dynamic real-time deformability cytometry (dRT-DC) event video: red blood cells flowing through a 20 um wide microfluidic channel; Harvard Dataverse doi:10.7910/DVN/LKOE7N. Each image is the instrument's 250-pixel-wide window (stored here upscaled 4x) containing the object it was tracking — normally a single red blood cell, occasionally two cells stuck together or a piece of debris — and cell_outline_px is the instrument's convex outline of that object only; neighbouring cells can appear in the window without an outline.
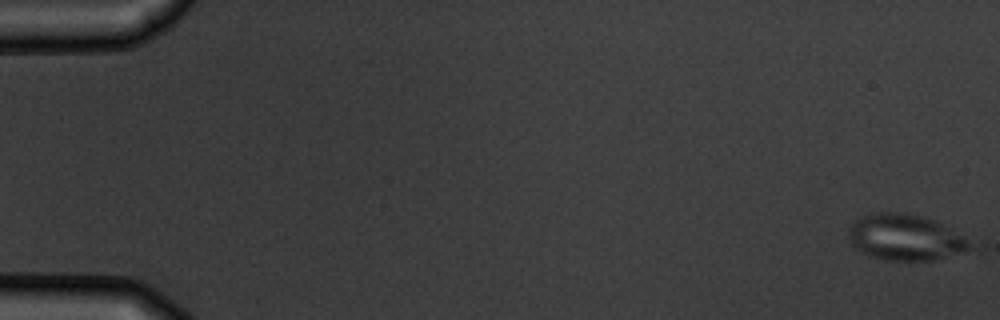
{"species": "common noctule bat (a hibernating species)", "species_latin": "Nyctalus noctula", "temperature_condition": "warm", "stored_images_in_passage": 5, "camera_frame_rate_fps": 3000, "um_per_image_px": 0.085, "animal": {"sex": "male", "body_mass_g": 19.5, "forearm_length_mm": 54.6}, "frame": {"image": 1, "passage_image": 1, "time_ms": 0.0, "image_size_px": [1000, 320], "cell_outline_px": [[972, 248], [932, 260], [884, 260], [868, 256], [860, 252], [852, 244], [848, 236], [848, 228], [856, 220], [864, 216], [880, 212], [904, 212], [936, 220], [972, 244]], "centroid_in_image_um": [76.87, 20.18], "position_along_channel_um": 8.1, "area_um2": 32.02}}